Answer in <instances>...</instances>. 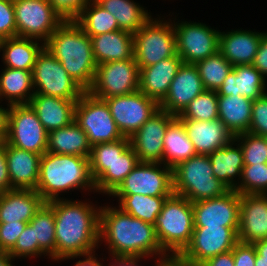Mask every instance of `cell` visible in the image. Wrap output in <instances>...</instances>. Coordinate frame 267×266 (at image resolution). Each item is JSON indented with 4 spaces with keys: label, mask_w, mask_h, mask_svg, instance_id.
I'll use <instances>...</instances> for the list:
<instances>
[{
    "label": "cell",
    "mask_w": 267,
    "mask_h": 266,
    "mask_svg": "<svg viewBox=\"0 0 267 266\" xmlns=\"http://www.w3.org/2000/svg\"><path fill=\"white\" fill-rule=\"evenodd\" d=\"M46 203L55 215V261L96 252L102 244L99 241L101 206L63 197Z\"/></svg>",
    "instance_id": "cell-1"
},
{
    "label": "cell",
    "mask_w": 267,
    "mask_h": 266,
    "mask_svg": "<svg viewBox=\"0 0 267 266\" xmlns=\"http://www.w3.org/2000/svg\"><path fill=\"white\" fill-rule=\"evenodd\" d=\"M99 241L107 243L110 256L161 258L163 251L151 223L123 212L119 207L101 206ZM158 255V256H157Z\"/></svg>",
    "instance_id": "cell-2"
},
{
    "label": "cell",
    "mask_w": 267,
    "mask_h": 266,
    "mask_svg": "<svg viewBox=\"0 0 267 266\" xmlns=\"http://www.w3.org/2000/svg\"><path fill=\"white\" fill-rule=\"evenodd\" d=\"M45 48L85 91L92 87L97 64L91 37L74 20L64 21L45 42Z\"/></svg>",
    "instance_id": "cell-3"
},
{
    "label": "cell",
    "mask_w": 267,
    "mask_h": 266,
    "mask_svg": "<svg viewBox=\"0 0 267 266\" xmlns=\"http://www.w3.org/2000/svg\"><path fill=\"white\" fill-rule=\"evenodd\" d=\"M96 192L89 157L45 152L40 160L38 185L35 189L45 202L59 199L70 190Z\"/></svg>",
    "instance_id": "cell-4"
},
{
    "label": "cell",
    "mask_w": 267,
    "mask_h": 266,
    "mask_svg": "<svg viewBox=\"0 0 267 266\" xmlns=\"http://www.w3.org/2000/svg\"><path fill=\"white\" fill-rule=\"evenodd\" d=\"M154 227L163 251L167 255H180L190 243L194 230L192 203L173 193L164 201Z\"/></svg>",
    "instance_id": "cell-5"
},
{
    "label": "cell",
    "mask_w": 267,
    "mask_h": 266,
    "mask_svg": "<svg viewBox=\"0 0 267 266\" xmlns=\"http://www.w3.org/2000/svg\"><path fill=\"white\" fill-rule=\"evenodd\" d=\"M173 193L191 203L223 196L229 189L213 174L208 155L196 154L172 169Z\"/></svg>",
    "instance_id": "cell-6"
},
{
    "label": "cell",
    "mask_w": 267,
    "mask_h": 266,
    "mask_svg": "<svg viewBox=\"0 0 267 266\" xmlns=\"http://www.w3.org/2000/svg\"><path fill=\"white\" fill-rule=\"evenodd\" d=\"M160 18L151 17L133 34L134 59L139 68L154 65L177 55L176 35L172 20L164 22Z\"/></svg>",
    "instance_id": "cell-7"
},
{
    "label": "cell",
    "mask_w": 267,
    "mask_h": 266,
    "mask_svg": "<svg viewBox=\"0 0 267 266\" xmlns=\"http://www.w3.org/2000/svg\"><path fill=\"white\" fill-rule=\"evenodd\" d=\"M74 121L86 133L92 146L124 137L117 128L106 101L93 96L89 91H85L76 102Z\"/></svg>",
    "instance_id": "cell-8"
},
{
    "label": "cell",
    "mask_w": 267,
    "mask_h": 266,
    "mask_svg": "<svg viewBox=\"0 0 267 266\" xmlns=\"http://www.w3.org/2000/svg\"><path fill=\"white\" fill-rule=\"evenodd\" d=\"M32 77L35 94L79 100L85 92L45 47L37 56Z\"/></svg>",
    "instance_id": "cell-9"
},
{
    "label": "cell",
    "mask_w": 267,
    "mask_h": 266,
    "mask_svg": "<svg viewBox=\"0 0 267 266\" xmlns=\"http://www.w3.org/2000/svg\"><path fill=\"white\" fill-rule=\"evenodd\" d=\"M17 36L46 42L64 22L48 0H14Z\"/></svg>",
    "instance_id": "cell-10"
},
{
    "label": "cell",
    "mask_w": 267,
    "mask_h": 266,
    "mask_svg": "<svg viewBox=\"0 0 267 266\" xmlns=\"http://www.w3.org/2000/svg\"><path fill=\"white\" fill-rule=\"evenodd\" d=\"M140 69L135 59L97 65L95 80L88 90L99 99L126 95L139 90Z\"/></svg>",
    "instance_id": "cell-11"
},
{
    "label": "cell",
    "mask_w": 267,
    "mask_h": 266,
    "mask_svg": "<svg viewBox=\"0 0 267 266\" xmlns=\"http://www.w3.org/2000/svg\"><path fill=\"white\" fill-rule=\"evenodd\" d=\"M47 140L48 132L30 104L11 106L6 143L43 155L47 150Z\"/></svg>",
    "instance_id": "cell-12"
},
{
    "label": "cell",
    "mask_w": 267,
    "mask_h": 266,
    "mask_svg": "<svg viewBox=\"0 0 267 266\" xmlns=\"http://www.w3.org/2000/svg\"><path fill=\"white\" fill-rule=\"evenodd\" d=\"M173 25L177 54L183 63L195 64L219 51L220 30L194 21H174Z\"/></svg>",
    "instance_id": "cell-13"
},
{
    "label": "cell",
    "mask_w": 267,
    "mask_h": 266,
    "mask_svg": "<svg viewBox=\"0 0 267 266\" xmlns=\"http://www.w3.org/2000/svg\"><path fill=\"white\" fill-rule=\"evenodd\" d=\"M111 194L171 196L172 169L161 163L139 162Z\"/></svg>",
    "instance_id": "cell-14"
},
{
    "label": "cell",
    "mask_w": 267,
    "mask_h": 266,
    "mask_svg": "<svg viewBox=\"0 0 267 266\" xmlns=\"http://www.w3.org/2000/svg\"><path fill=\"white\" fill-rule=\"evenodd\" d=\"M117 128L130 138L159 109V104L140 90L104 99Z\"/></svg>",
    "instance_id": "cell-15"
},
{
    "label": "cell",
    "mask_w": 267,
    "mask_h": 266,
    "mask_svg": "<svg viewBox=\"0 0 267 266\" xmlns=\"http://www.w3.org/2000/svg\"><path fill=\"white\" fill-rule=\"evenodd\" d=\"M238 227H194L191 241L180 256L201 265L209 258L233 250L239 242Z\"/></svg>",
    "instance_id": "cell-16"
},
{
    "label": "cell",
    "mask_w": 267,
    "mask_h": 266,
    "mask_svg": "<svg viewBox=\"0 0 267 266\" xmlns=\"http://www.w3.org/2000/svg\"><path fill=\"white\" fill-rule=\"evenodd\" d=\"M176 117L177 116L159 108L139 130L129 138L130 145L137 154L139 162L163 164V138L168 125Z\"/></svg>",
    "instance_id": "cell-17"
},
{
    "label": "cell",
    "mask_w": 267,
    "mask_h": 266,
    "mask_svg": "<svg viewBox=\"0 0 267 266\" xmlns=\"http://www.w3.org/2000/svg\"><path fill=\"white\" fill-rule=\"evenodd\" d=\"M192 207L194 227H239L240 194L235 190L194 202Z\"/></svg>",
    "instance_id": "cell-18"
},
{
    "label": "cell",
    "mask_w": 267,
    "mask_h": 266,
    "mask_svg": "<svg viewBox=\"0 0 267 266\" xmlns=\"http://www.w3.org/2000/svg\"><path fill=\"white\" fill-rule=\"evenodd\" d=\"M205 90L195 64L182 63L170 84L166 97L159 103V108L178 116L196 96Z\"/></svg>",
    "instance_id": "cell-19"
},
{
    "label": "cell",
    "mask_w": 267,
    "mask_h": 266,
    "mask_svg": "<svg viewBox=\"0 0 267 266\" xmlns=\"http://www.w3.org/2000/svg\"><path fill=\"white\" fill-rule=\"evenodd\" d=\"M237 235L249 244L267 239V194H240Z\"/></svg>",
    "instance_id": "cell-20"
},
{
    "label": "cell",
    "mask_w": 267,
    "mask_h": 266,
    "mask_svg": "<svg viewBox=\"0 0 267 266\" xmlns=\"http://www.w3.org/2000/svg\"><path fill=\"white\" fill-rule=\"evenodd\" d=\"M180 120L194 145L196 154L209 155L234 140L233 134L219 118L211 121Z\"/></svg>",
    "instance_id": "cell-21"
},
{
    "label": "cell",
    "mask_w": 267,
    "mask_h": 266,
    "mask_svg": "<svg viewBox=\"0 0 267 266\" xmlns=\"http://www.w3.org/2000/svg\"><path fill=\"white\" fill-rule=\"evenodd\" d=\"M264 32L231 30L219 35V52L232 66L252 65Z\"/></svg>",
    "instance_id": "cell-22"
},
{
    "label": "cell",
    "mask_w": 267,
    "mask_h": 266,
    "mask_svg": "<svg viewBox=\"0 0 267 266\" xmlns=\"http://www.w3.org/2000/svg\"><path fill=\"white\" fill-rule=\"evenodd\" d=\"M183 63L177 54L140 69L139 90L158 104L166 97L170 84Z\"/></svg>",
    "instance_id": "cell-23"
},
{
    "label": "cell",
    "mask_w": 267,
    "mask_h": 266,
    "mask_svg": "<svg viewBox=\"0 0 267 266\" xmlns=\"http://www.w3.org/2000/svg\"><path fill=\"white\" fill-rule=\"evenodd\" d=\"M44 203L41 195L34 189H10L0 194V223H29Z\"/></svg>",
    "instance_id": "cell-24"
},
{
    "label": "cell",
    "mask_w": 267,
    "mask_h": 266,
    "mask_svg": "<svg viewBox=\"0 0 267 266\" xmlns=\"http://www.w3.org/2000/svg\"><path fill=\"white\" fill-rule=\"evenodd\" d=\"M42 155L6 143V161L11 189H36Z\"/></svg>",
    "instance_id": "cell-25"
},
{
    "label": "cell",
    "mask_w": 267,
    "mask_h": 266,
    "mask_svg": "<svg viewBox=\"0 0 267 266\" xmlns=\"http://www.w3.org/2000/svg\"><path fill=\"white\" fill-rule=\"evenodd\" d=\"M266 78L253 65H237L229 72L217 95H240L251 100L267 93Z\"/></svg>",
    "instance_id": "cell-26"
},
{
    "label": "cell",
    "mask_w": 267,
    "mask_h": 266,
    "mask_svg": "<svg viewBox=\"0 0 267 266\" xmlns=\"http://www.w3.org/2000/svg\"><path fill=\"white\" fill-rule=\"evenodd\" d=\"M78 100H66L44 94H34L29 102L41 124L49 133L63 128L74 120L75 105Z\"/></svg>",
    "instance_id": "cell-27"
},
{
    "label": "cell",
    "mask_w": 267,
    "mask_h": 266,
    "mask_svg": "<svg viewBox=\"0 0 267 266\" xmlns=\"http://www.w3.org/2000/svg\"><path fill=\"white\" fill-rule=\"evenodd\" d=\"M92 50L97 65L134 59L133 34L116 30L91 37Z\"/></svg>",
    "instance_id": "cell-28"
},
{
    "label": "cell",
    "mask_w": 267,
    "mask_h": 266,
    "mask_svg": "<svg viewBox=\"0 0 267 266\" xmlns=\"http://www.w3.org/2000/svg\"><path fill=\"white\" fill-rule=\"evenodd\" d=\"M44 47V42L33 38L15 36L1 39L4 67L33 71L37 56Z\"/></svg>",
    "instance_id": "cell-29"
},
{
    "label": "cell",
    "mask_w": 267,
    "mask_h": 266,
    "mask_svg": "<svg viewBox=\"0 0 267 266\" xmlns=\"http://www.w3.org/2000/svg\"><path fill=\"white\" fill-rule=\"evenodd\" d=\"M208 156L211 160L214 176L229 190H235L241 180V172L244 167L240 144L238 142L236 143L234 139ZM236 177H239L237 181L235 179Z\"/></svg>",
    "instance_id": "cell-30"
},
{
    "label": "cell",
    "mask_w": 267,
    "mask_h": 266,
    "mask_svg": "<svg viewBox=\"0 0 267 266\" xmlns=\"http://www.w3.org/2000/svg\"><path fill=\"white\" fill-rule=\"evenodd\" d=\"M91 148L88 136L74 120L48 133L46 152L89 157Z\"/></svg>",
    "instance_id": "cell-31"
},
{
    "label": "cell",
    "mask_w": 267,
    "mask_h": 266,
    "mask_svg": "<svg viewBox=\"0 0 267 266\" xmlns=\"http://www.w3.org/2000/svg\"><path fill=\"white\" fill-rule=\"evenodd\" d=\"M253 100L240 95H218V118L233 136L249 130Z\"/></svg>",
    "instance_id": "cell-32"
},
{
    "label": "cell",
    "mask_w": 267,
    "mask_h": 266,
    "mask_svg": "<svg viewBox=\"0 0 267 266\" xmlns=\"http://www.w3.org/2000/svg\"><path fill=\"white\" fill-rule=\"evenodd\" d=\"M163 147V164L171 169L196 155L194 145L178 117L168 125L163 138Z\"/></svg>",
    "instance_id": "cell-33"
},
{
    "label": "cell",
    "mask_w": 267,
    "mask_h": 266,
    "mask_svg": "<svg viewBox=\"0 0 267 266\" xmlns=\"http://www.w3.org/2000/svg\"><path fill=\"white\" fill-rule=\"evenodd\" d=\"M35 94L32 71L5 67L0 73V100L8 104H29Z\"/></svg>",
    "instance_id": "cell-34"
},
{
    "label": "cell",
    "mask_w": 267,
    "mask_h": 266,
    "mask_svg": "<svg viewBox=\"0 0 267 266\" xmlns=\"http://www.w3.org/2000/svg\"><path fill=\"white\" fill-rule=\"evenodd\" d=\"M95 1L115 17L120 30L132 34L136 33L152 17L148 10L133 0Z\"/></svg>",
    "instance_id": "cell-35"
},
{
    "label": "cell",
    "mask_w": 267,
    "mask_h": 266,
    "mask_svg": "<svg viewBox=\"0 0 267 266\" xmlns=\"http://www.w3.org/2000/svg\"><path fill=\"white\" fill-rule=\"evenodd\" d=\"M117 197L119 207L123 212L141 219L144 222L155 224L166 198L170 196H147L141 194H110Z\"/></svg>",
    "instance_id": "cell-36"
},
{
    "label": "cell",
    "mask_w": 267,
    "mask_h": 266,
    "mask_svg": "<svg viewBox=\"0 0 267 266\" xmlns=\"http://www.w3.org/2000/svg\"><path fill=\"white\" fill-rule=\"evenodd\" d=\"M138 163L137 154L129 145L95 181L96 192L110 195Z\"/></svg>",
    "instance_id": "cell-37"
},
{
    "label": "cell",
    "mask_w": 267,
    "mask_h": 266,
    "mask_svg": "<svg viewBox=\"0 0 267 266\" xmlns=\"http://www.w3.org/2000/svg\"><path fill=\"white\" fill-rule=\"evenodd\" d=\"M34 227L35 241H38V257L49 256L55 261V215L45 202L29 221Z\"/></svg>",
    "instance_id": "cell-38"
},
{
    "label": "cell",
    "mask_w": 267,
    "mask_h": 266,
    "mask_svg": "<svg viewBox=\"0 0 267 266\" xmlns=\"http://www.w3.org/2000/svg\"><path fill=\"white\" fill-rule=\"evenodd\" d=\"M74 21L90 37L120 30L115 17L95 0H91Z\"/></svg>",
    "instance_id": "cell-39"
},
{
    "label": "cell",
    "mask_w": 267,
    "mask_h": 266,
    "mask_svg": "<svg viewBox=\"0 0 267 266\" xmlns=\"http://www.w3.org/2000/svg\"><path fill=\"white\" fill-rule=\"evenodd\" d=\"M130 140L123 137L114 142L100 143L92 146L89 156L90 170L96 181L128 146Z\"/></svg>",
    "instance_id": "cell-40"
},
{
    "label": "cell",
    "mask_w": 267,
    "mask_h": 266,
    "mask_svg": "<svg viewBox=\"0 0 267 266\" xmlns=\"http://www.w3.org/2000/svg\"><path fill=\"white\" fill-rule=\"evenodd\" d=\"M206 90L217 91L233 66L218 51L212 56L195 63Z\"/></svg>",
    "instance_id": "cell-41"
},
{
    "label": "cell",
    "mask_w": 267,
    "mask_h": 266,
    "mask_svg": "<svg viewBox=\"0 0 267 266\" xmlns=\"http://www.w3.org/2000/svg\"><path fill=\"white\" fill-rule=\"evenodd\" d=\"M177 117L199 121L218 119V95L216 91L205 90L196 96Z\"/></svg>",
    "instance_id": "cell-42"
},
{
    "label": "cell",
    "mask_w": 267,
    "mask_h": 266,
    "mask_svg": "<svg viewBox=\"0 0 267 266\" xmlns=\"http://www.w3.org/2000/svg\"><path fill=\"white\" fill-rule=\"evenodd\" d=\"M235 191L239 194H267V163L244 165Z\"/></svg>",
    "instance_id": "cell-43"
},
{
    "label": "cell",
    "mask_w": 267,
    "mask_h": 266,
    "mask_svg": "<svg viewBox=\"0 0 267 266\" xmlns=\"http://www.w3.org/2000/svg\"><path fill=\"white\" fill-rule=\"evenodd\" d=\"M241 146L244 165L267 163V140L250 132L234 136Z\"/></svg>",
    "instance_id": "cell-44"
},
{
    "label": "cell",
    "mask_w": 267,
    "mask_h": 266,
    "mask_svg": "<svg viewBox=\"0 0 267 266\" xmlns=\"http://www.w3.org/2000/svg\"><path fill=\"white\" fill-rule=\"evenodd\" d=\"M12 258L20 259L26 257H38V241H35L34 227L29 223L17 238L14 247L8 252Z\"/></svg>",
    "instance_id": "cell-45"
},
{
    "label": "cell",
    "mask_w": 267,
    "mask_h": 266,
    "mask_svg": "<svg viewBox=\"0 0 267 266\" xmlns=\"http://www.w3.org/2000/svg\"><path fill=\"white\" fill-rule=\"evenodd\" d=\"M248 132L267 136V93L253 100L251 124Z\"/></svg>",
    "instance_id": "cell-46"
},
{
    "label": "cell",
    "mask_w": 267,
    "mask_h": 266,
    "mask_svg": "<svg viewBox=\"0 0 267 266\" xmlns=\"http://www.w3.org/2000/svg\"><path fill=\"white\" fill-rule=\"evenodd\" d=\"M17 36L12 0H0V40Z\"/></svg>",
    "instance_id": "cell-47"
},
{
    "label": "cell",
    "mask_w": 267,
    "mask_h": 266,
    "mask_svg": "<svg viewBox=\"0 0 267 266\" xmlns=\"http://www.w3.org/2000/svg\"><path fill=\"white\" fill-rule=\"evenodd\" d=\"M91 0H48L64 21L75 20Z\"/></svg>",
    "instance_id": "cell-48"
},
{
    "label": "cell",
    "mask_w": 267,
    "mask_h": 266,
    "mask_svg": "<svg viewBox=\"0 0 267 266\" xmlns=\"http://www.w3.org/2000/svg\"><path fill=\"white\" fill-rule=\"evenodd\" d=\"M26 225L27 222L21 221L0 223V247L4 252H9L14 247Z\"/></svg>",
    "instance_id": "cell-49"
},
{
    "label": "cell",
    "mask_w": 267,
    "mask_h": 266,
    "mask_svg": "<svg viewBox=\"0 0 267 266\" xmlns=\"http://www.w3.org/2000/svg\"><path fill=\"white\" fill-rule=\"evenodd\" d=\"M256 252L253 244L238 242L233 248L234 266H255Z\"/></svg>",
    "instance_id": "cell-50"
},
{
    "label": "cell",
    "mask_w": 267,
    "mask_h": 266,
    "mask_svg": "<svg viewBox=\"0 0 267 266\" xmlns=\"http://www.w3.org/2000/svg\"><path fill=\"white\" fill-rule=\"evenodd\" d=\"M11 189L6 161V142L0 144V194Z\"/></svg>",
    "instance_id": "cell-51"
},
{
    "label": "cell",
    "mask_w": 267,
    "mask_h": 266,
    "mask_svg": "<svg viewBox=\"0 0 267 266\" xmlns=\"http://www.w3.org/2000/svg\"><path fill=\"white\" fill-rule=\"evenodd\" d=\"M262 75L267 76V32H264L255 60L252 64Z\"/></svg>",
    "instance_id": "cell-52"
},
{
    "label": "cell",
    "mask_w": 267,
    "mask_h": 266,
    "mask_svg": "<svg viewBox=\"0 0 267 266\" xmlns=\"http://www.w3.org/2000/svg\"><path fill=\"white\" fill-rule=\"evenodd\" d=\"M155 264V266H200L183 259L180 255H166L159 259L157 258Z\"/></svg>",
    "instance_id": "cell-53"
},
{
    "label": "cell",
    "mask_w": 267,
    "mask_h": 266,
    "mask_svg": "<svg viewBox=\"0 0 267 266\" xmlns=\"http://www.w3.org/2000/svg\"><path fill=\"white\" fill-rule=\"evenodd\" d=\"M200 266H234L233 250L209 258Z\"/></svg>",
    "instance_id": "cell-54"
},
{
    "label": "cell",
    "mask_w": 267,
    "mask_h": 266,
    "mask_svg": "<svg viewBox=\"0 0 267 266\" xmlns=\"http://www.w3.org/2000/svg\"><path fill=\"white\" fill-rule=\"evenodd\" d=\"M7 108L0 106V141L4 142L8 134L9 113L11 106L7 104Z\"/></svg>",
    "instance_id": "cell-55"
},
{
    "label": "cell",
    "mask_w": 267,
    "mask_h": 266,
    "mask_svg": "<svg viewBox=\"0 0 267 266\" xmlns=\"http://www.w3.org/2000/svg\"><path fill=\"white\" fill-rule=\"evenodd\" d=\"M95 252L89 253V254H84V255H75V256H71V257H67L64 260H69V259H77L80 257H84L83 260L76 261V263L74 264V266H104L103 263H101V258L98 260V258L95 256L94 254Z\"/></svg>",
    "instance_id": "cell-56"
},
{
    "label": "cell",
    "mask_w": 267,
    "mask_h": 266,
    "mask_svg": "<svg viewBox=\"0 0 267 266\" xmlns=\"http://www.w3.org/2000/svg\"><path fill=\"white\" fill-rule=\"evenodd\" d=\"M113 257V258H112ZM108 266H139L142 257L138 256H112Z\"/></svg>",
    "instance_id": "cell-57"
},
{
    "label": "cell",
    "mask_w": 267,
    "mask_h": 266,
    "mask_svg": "<svg viewBox=\"0 0 267 266\" xmlns=\"http://www.w3.org/2000/svg\"><path fill=\"white\" fill-rule=\"evenodd\" d=\"M253 245L257 253L261 256V260H267V239L257 241Z\"/></svg>",
    "instance_id": "cell-58"
},
{
    "label": "cell",
    "mask_w": 267,
    "mask_h": 266,
    "mask_svg": "<svg viewBox=\"0 0 267 266\" xmlns=\"http://www.w3.org/2000/svg\"><path fill=\"white\" fill-rule=\"evenodd\" d=\"M12 261H15L8 252L0 254V266H13Z\"/></svg>",
    "instance_id": "cell-59"
},
{
    "label": "cell",
    "mask_w": 267,
    "mask_h": 266,
    "mask_svg": "<svg viewBox=\"0 0 267 266\" xmlns=\"http://www.w3.org/2000/svg\"><path fill=\"white\" fill-rule=\"evenodd\" d=\"M255 266H267V260H261V256L257 252Z\"/></svg>",
    "instance_id": "cell-60"
},
{
    "label": "cell",
    "mask_w": 267,
    "mask_h": 266,
    "mask_svg": "<svg viewBox=\"0 0 267 266\" xmlns=\"http://www.w3.org/2000/svg\"><path fill=\"white\" fill-rule=\"evenodd\" d=\"M4 251L1 249V247H0V254H2Z\"/></svg>",
    "instance_id": "cell-61"
}]
</instances>
